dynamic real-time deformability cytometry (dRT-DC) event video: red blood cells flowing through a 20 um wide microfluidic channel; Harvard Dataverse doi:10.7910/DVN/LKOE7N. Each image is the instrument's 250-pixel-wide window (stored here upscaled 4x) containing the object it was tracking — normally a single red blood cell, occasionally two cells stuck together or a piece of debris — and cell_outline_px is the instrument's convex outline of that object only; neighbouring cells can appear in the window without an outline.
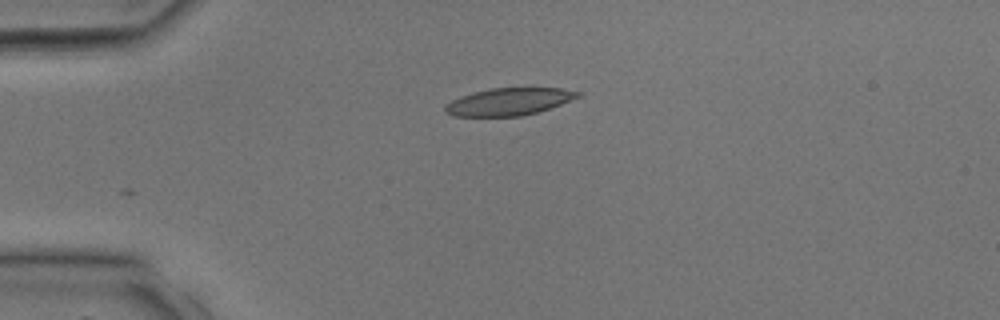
{"species": "common noctule bat (a hibernating species)", "species_latin": "Nyctalus noctula", "temperature_condition": "room temperature", "stored_images_in_passage": 20, "camera_frame_rate_fps": 3000, "um_per_image_px": 0.085, "animal": {"sex": "male", "body_mass_g": 17.9, "forearm_length_mm": 54.2}, "frame": {"image": 1, "passage_image": 1, "time_ms": 0.0, "image_size_px": [1000, 320], "cell_outline_px": [[580, 96], [560, 104], [536, 112], [520, 116], [452, 116], [444, 112], [444, 104], [460, 96], [488, 88], [560, 88], [580, 92]], "centroid_in_image_um": [43.18, 8.64], "position_along_channel_um": 41.8, "area_um2": 20.98}}
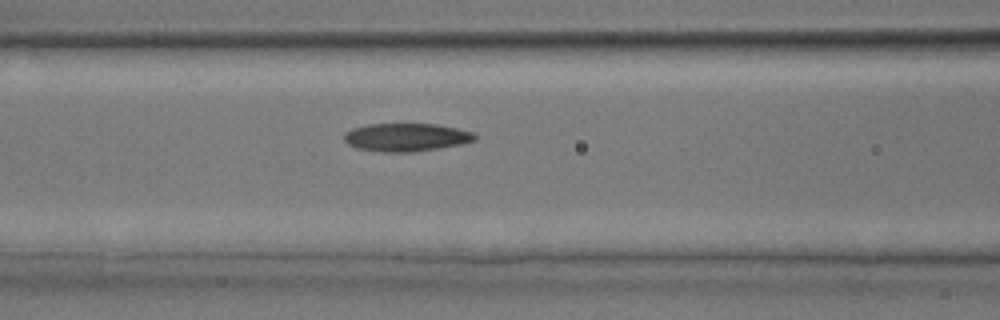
{"frame": {"image": 2, "passage_image": 7, "time_ms": 2.0, "image_size_px": [1000, 320], "cell_outline_px": [[476, 140], [460, 144], [412, 152], [380, 152], [356, 148], [348, 144], [344, 140], [344, 132], [352, 128], [368, 124], [436, 124], [456, 128], [472, 132], [476, 136]], "centroid_in_image_um": [34.47, 11.67], "position_along_channel_um": 132.1, "area_um2": 21.33}}
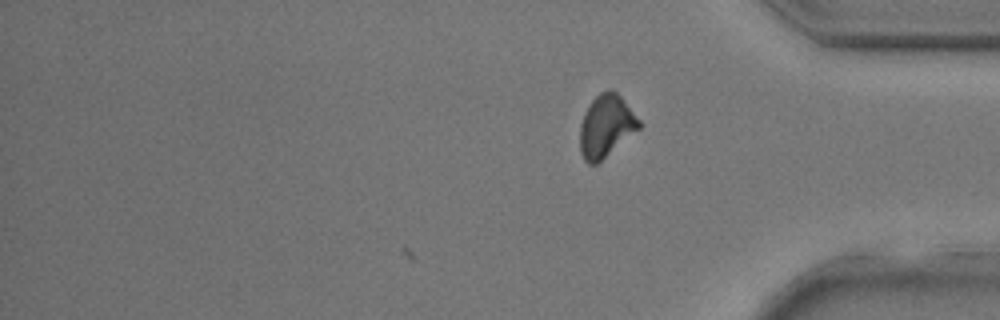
{"frame": {"image": 3, "passage_image": 20, "time_ms": 6.333, "image_size_px": [1000, 320], "cell_outline_px": [[640, 128], [596, 164], [588, 164], [584, 160], [580, 152], [580, 124], [584, 112], [592, 100], [600, 92], [608, 88], [616, 92], [620, 96], [640, 120]], "centroid_in_image_um": [51.49, 10.7], "position_along_channel_um": 383.7, "area_um2": 21.27}}